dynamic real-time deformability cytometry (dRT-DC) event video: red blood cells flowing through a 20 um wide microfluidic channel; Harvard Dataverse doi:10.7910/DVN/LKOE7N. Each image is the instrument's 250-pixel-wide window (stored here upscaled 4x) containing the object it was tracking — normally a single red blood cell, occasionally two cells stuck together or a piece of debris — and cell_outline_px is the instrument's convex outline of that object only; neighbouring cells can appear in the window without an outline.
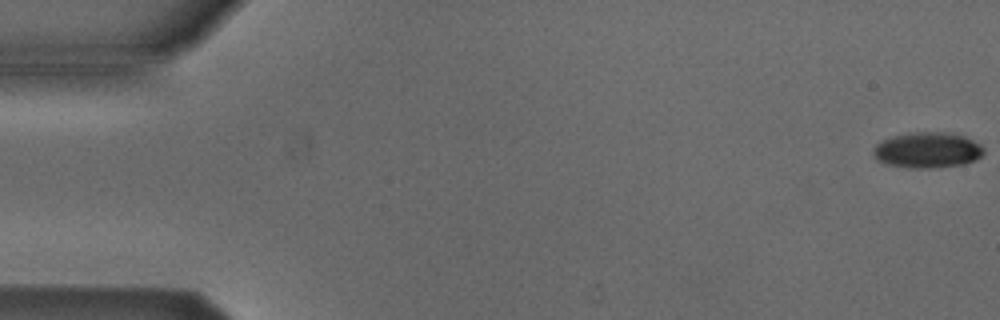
{"species": "Egyptian fruit bat (a non-hibernating species)", "species_latin": "Rousettus aegyptiacus", "temperature_condition": "cold", "stored_images_in_passage": 53, "camera_frame_rate_fps": 3000, "um_per_image_px": 0.085, "animal": {"sex": "male"}, "frame": {"image": 1, "passage_image": 1, "time_ms": 0.0, "image_size_px": [1000, 320], "cell_outline_px": [[984, 152], [976, 160], [964, 164], [928, 168], [908, 168], [888, 164], [876, 160], [872, 152], [872, 148], [876, 144], [892, 136], [912, 132], [956, 132], [980, 144], [984, 148]], "centroid_in_image_um": [78.83, 12.75], "position_along_channel_um": 6.2, "area_um2": 23.18}}
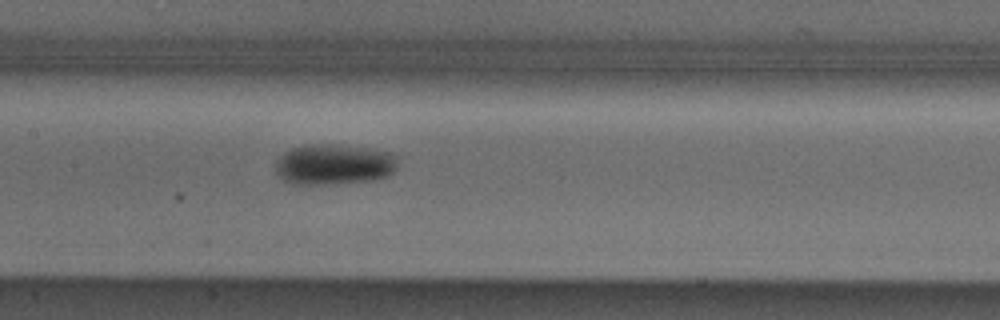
{"frame": {"image": 2, "passage_image": 26, "time_ms": 8.333, "image_size_px": [1000, 320], "cell_outline_px": [[396, 168], [388, 176], [368, 180], [332, 184], [292, 184], [284, 180], [276, 172], [276, 160], [284, 152], [292, 148], [308, 144], [328, 144], [372, 148], [388, 152], [396, 156]], "centroid_in_image_um": [28.36, 13.97], "position_along_channel_um": 179.0, "area_um2": 28.84}}
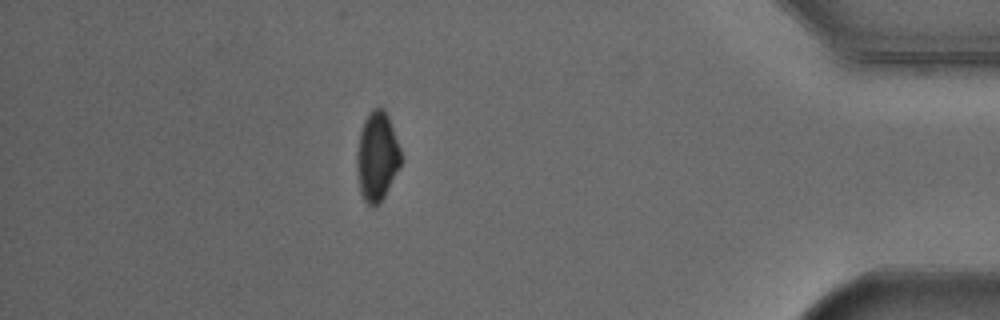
{"frame": {"image": 3, "passage_image": 47, "time_ms": 15.333, "image_size_px": [1000, 320], "cell_outline_px": [[404, 160], [380, 204], [376, 208], [368, 204], [364, 200], [360, 192], [356, 168], [356, 156], [360, 132], [364, 120], [368, 112], [372, 108], [380, 104], [384, 108], [388, 116], [400, 148]], "centroid_in_image_um": [32.06, 13.29], "position_along_channel_um": 403.1, "area_um2": 23.47}, "authors_computed_cell_mechanics": {"area_um2": 25.0274, "velocity_mm_per_s": 3.8782, "shape_relaxation_time_tau1_ms": 3.4384, "shape_relaxation_time_tau2_ms": null, "deformation_change_tau1": 0.0788, "deformation_change_tau2": null}}